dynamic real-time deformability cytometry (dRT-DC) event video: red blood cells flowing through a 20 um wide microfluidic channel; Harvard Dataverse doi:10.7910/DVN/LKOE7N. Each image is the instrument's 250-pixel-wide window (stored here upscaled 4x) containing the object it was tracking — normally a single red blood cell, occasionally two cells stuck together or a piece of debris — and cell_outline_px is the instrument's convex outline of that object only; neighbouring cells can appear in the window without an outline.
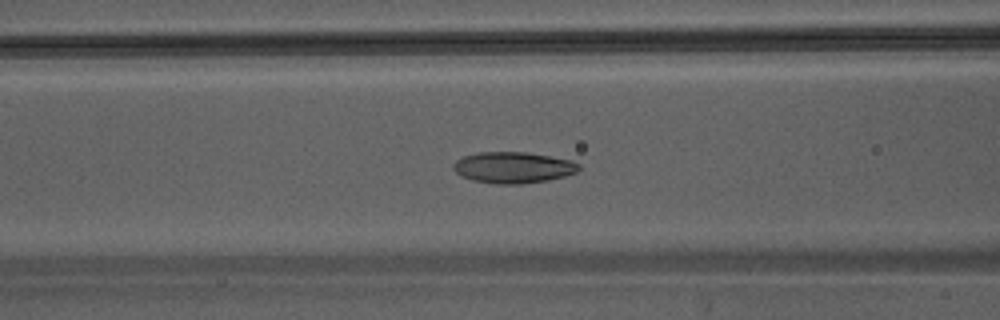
{"species": "Egyptian fruit bat (a non-hibernating species)", "species_latin": "Rousettus aegyptiacus", "temperature_condition": "warm", "stored_images_in_passage": 38, "camera_frame_rate_fps": 3000, "um_per_image_px": 0.085, "animal": {"sex": "male"}, "frame": {"image": 1, "passage_image": 11, "time_ms": 3.333, "image_size_px": [1000, 320], "cell_outline_px": [[580, 168], [576, 172], [564, 176], [548, 180], [520, 184], [496, 184], [472, 180], [460, 176], [452, 168], [452, 164], [456, 160], [464, 156], [480, 152], [524, 152], [552, 156], [572, 160], [580, 164]], "centroid_in_image_um": [43.61, 14.24], "position_along_channel_um": 123.0, "area_um2": 22.95}}
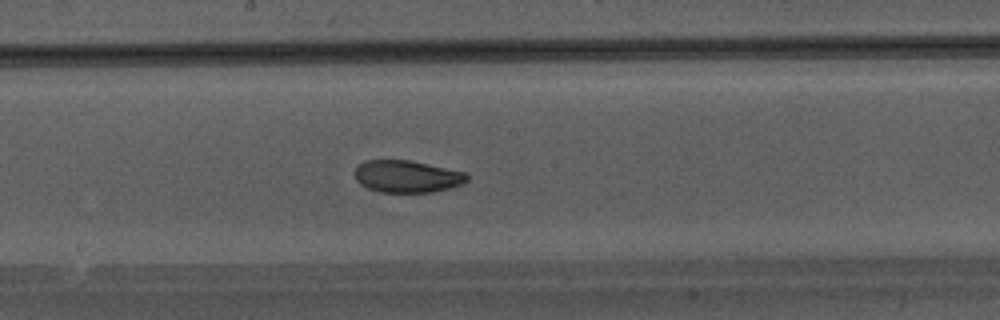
{"frame": {"image": 2, "passage_image": 17, "time_ms": 5.333, "image_size_px": [1000, 320], "cell_outline_px": [[468, 180], [464, 184], [432, 192], [380, 192], [368, 188], [360, 184], [356, 180], [356, 164], [364, 160], [408, 160], [464, 172], [468, 176]], "centroid_in_image_um": [34.57, 15.0], "position_along_channel_um": 213.6, "area_um2": 20.92}}
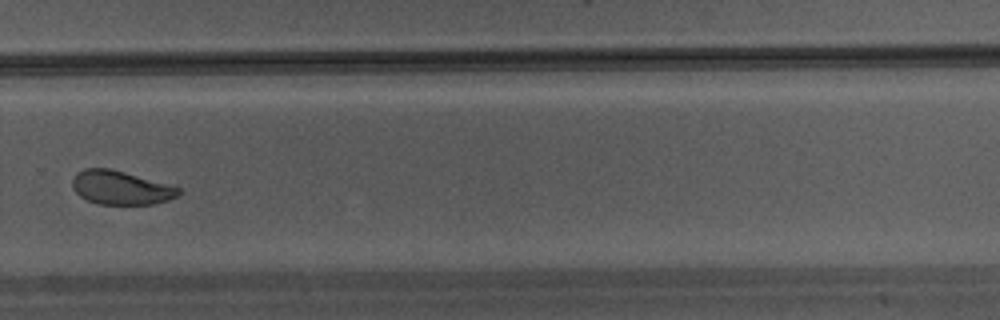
{"frame": {"image": 3, "passage_image": 24, "time_ms": 7.667, "image_size_px": [1000, 320], "cell_outline_px": [[180, 192], [176, 196], [168, 200], [152, 204], [100, 204], [88, 200], [80, 196], [76, 192], [72, 184], [72, 180], [76, 172], [84, 168], [112, 168], [180, 188]], "centroid_in_image_um": [10.23, 15.94], "position_along_channel_um": 319.6, "area_um2": 20.69}}